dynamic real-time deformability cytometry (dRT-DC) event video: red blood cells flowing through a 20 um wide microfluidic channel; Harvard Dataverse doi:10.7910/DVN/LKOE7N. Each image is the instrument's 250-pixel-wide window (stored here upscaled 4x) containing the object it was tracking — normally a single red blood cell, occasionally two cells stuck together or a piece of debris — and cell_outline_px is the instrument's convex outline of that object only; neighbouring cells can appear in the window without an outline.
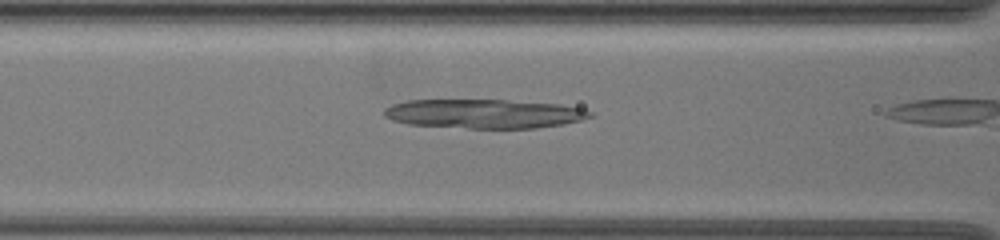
{"species": "common noctule bat (a hibernating species)", "species_latin": "Nyctalus noctula", "temperature_condition": "warm", "stored_images_in_passage": 11, "camera_frame_rate_fps": 3000, "um_per_image_px": 0.085, "animal": {"sex": "female", "body_mass_g": 19.5, "forearm_length_mm": 54.1}, "frame": {"image": 1, "passage_image": 10, "time_ms": 3.0, "image_size_px": [1000, 240], "cell_outline_px": [[592, 116], [580, 120], [564, 124], [536, 128], [468, 128], [408, 124], [392, 120], [384, 116], [384, 108], [392, 104], [408, 100], [508, 100], [560, 104], [584, 108], [592, 112]], "centroid_in_image_um": [41.16, 9.66], "position_along_channel_um": 125.4, "area_um2": 35.03}}